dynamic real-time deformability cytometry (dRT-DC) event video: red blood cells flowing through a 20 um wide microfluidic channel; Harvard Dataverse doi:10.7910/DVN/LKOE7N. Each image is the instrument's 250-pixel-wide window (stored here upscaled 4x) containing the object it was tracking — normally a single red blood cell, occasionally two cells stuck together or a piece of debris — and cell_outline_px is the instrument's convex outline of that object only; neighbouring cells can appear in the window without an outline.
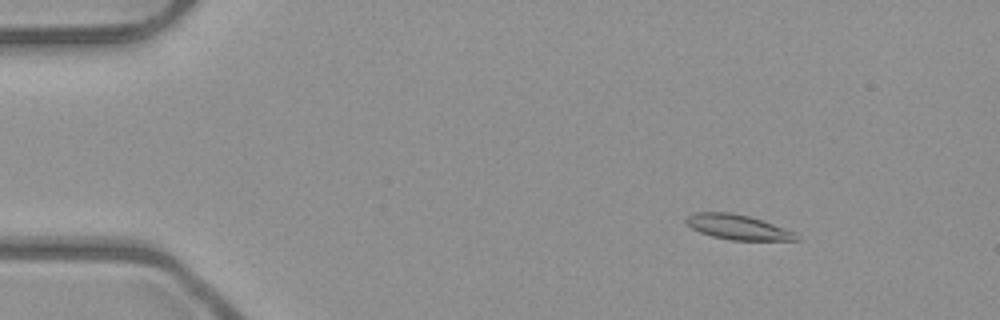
{"species": "common noctule bat (a hibernating species)", "species_latin": "Nyctalus noctula", "temperature_condition": "room temperature", "stored_images_in_passage": 7, "camera_frame_rate_fps": 3000, "um_per_image_px": 0.085, "animal": {"sex": "male", "body_mass_g": 23.1, "forearm_length_mm": 52.7}, "frame": {"image": 1, "passage_image": 3, "time_ms": 0.667, "image_size_px": [1000, 320], "cell_outline_px": [[800, 240], [732, 240], [712, 236], [700, 232], [692, 228], [684, 220], [692, 212], [732, 212], [748, 216], [772, 224], [792, 232]], "centroid_in_image_um": [62.62, 19.29], "position_along_channel_um": 22.4, "area_um2": 15.61}}
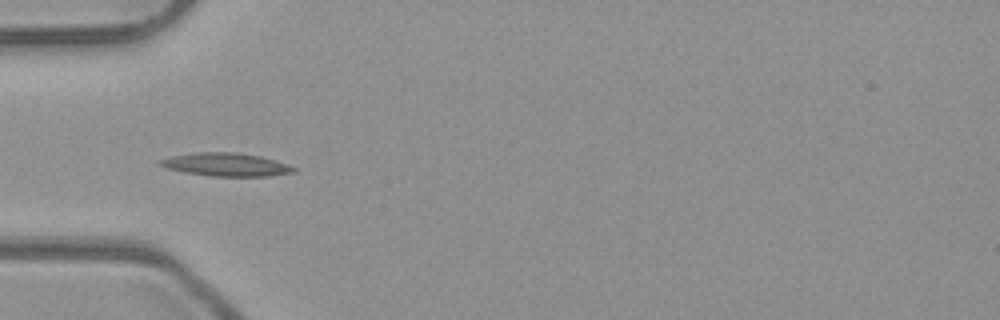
{"frame": {"image": 2, "passage_image": 6, "time_ms": 1.667, "image_size_px": [1000, 320], "cell_outline_px": [[296, 172], [268, 176], [212, 176], [184, 172], [164, 168], [160, 164], [160, 160], [172, 156], [196, 152], [236, 152], [260, 156], [288, 164], [296, 168]], "centroid_in_image_um": [19.23, 13.99], "position_along_channel_um": 65.8, "area_um2": 17.98}}
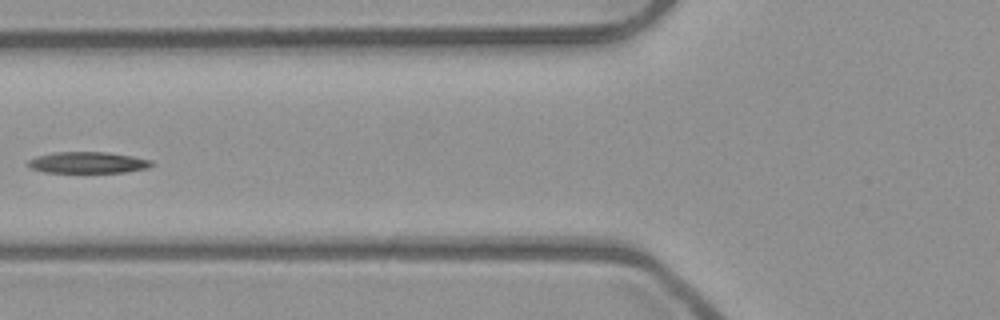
{"frame": {"image": 3, "passage_image": 7, "time_ms": 2.0, "image_size_px": [1000, 320], "cell_outline_px": [[152, 164], [148, 168], [124, 172], [44, 172], [32, 168], [28, 164], [28, 160], [36, 156], [56, 152], [108, 152], [132, 156], [152, 160]], "centroid_in_image_um": [7.47, 13.81], "position_along_channel_um": 118.3, "area_um2": 15.2}}